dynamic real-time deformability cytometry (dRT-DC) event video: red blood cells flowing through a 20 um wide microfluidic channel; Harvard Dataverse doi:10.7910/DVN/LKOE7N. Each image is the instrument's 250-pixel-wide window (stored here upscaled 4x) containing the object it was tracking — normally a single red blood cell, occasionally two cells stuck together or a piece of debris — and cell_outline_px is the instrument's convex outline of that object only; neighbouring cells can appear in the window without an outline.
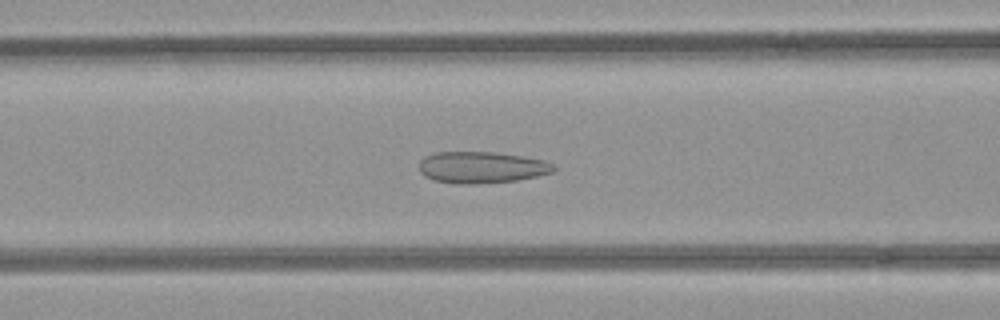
{"species": "common noctule bat (a hibernating species)", "species_latin": "Nyctalus noctula", "temperature_condition": "room temperature", "stored_images_in_passage": 41, "camera_frame_rate_fps": 3000, "um_per_image_px": 0.085, "animal": {"sex": "female", "body_mass_g": 21.9}, "frame": {"image": 1, "passage_image": 10, "time_ms": 3.0, "image_size_px": [1000, 320], "cell_outline_px": [[556, 168], [552, 172], [536, 176], [516, 180], [476, 184], [452, 184], [436, 180], [424, 176], [420, 172], [420, 160], [424, 156], [436, 152], [496, 152], [524, 156], [544, 160], [556, 164]], "centroid_in_image_um": [40.94, 14.22], "position_along_channel_um": 125.7, "area_um2": 24.91}}
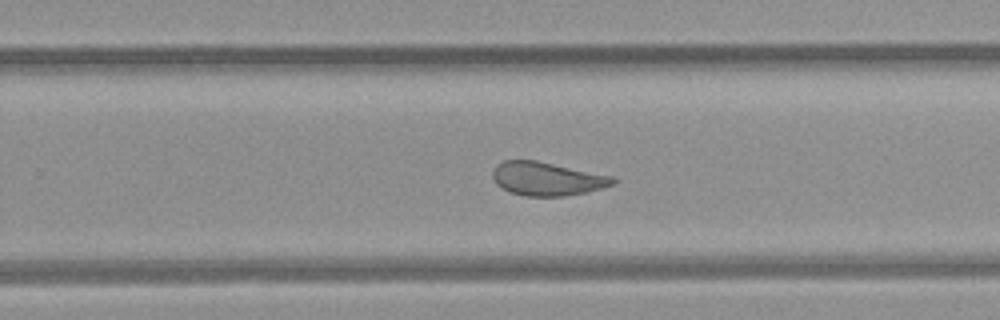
{"frame": {"image": 2, "passage_image": 22, "time_ms": 7.0, "image_size_px": [1000, 320], "cell_outline_px": [[616, 180], [612, 184], [588, 192], [564, 196], [524, 196], [508, 192], [496, 184], [492, 176], [492, 172], [496, 164], [504, 160], [536, 160], [612, 176]], "centroid_in_image_um": [46.44, 15.2], "position_along_channel_um": 283.4, "area_um2": 23.47}}
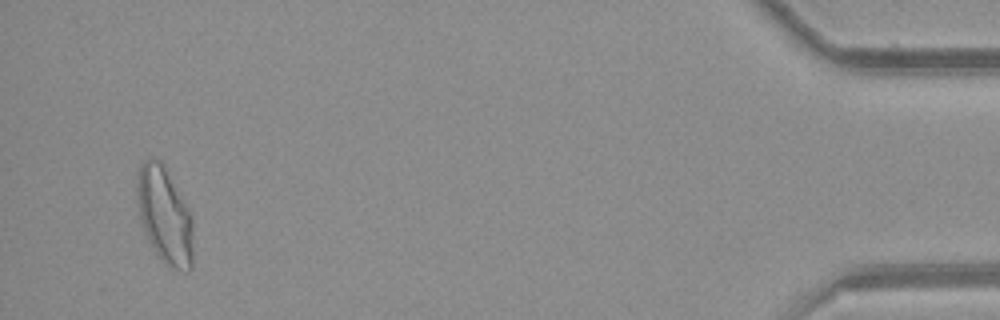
{"frame": {"image": 3, "passage_image": 39, "time_ms": 12.667, "image_size_px": [1000, 320], "cell_outline_px": [[192, 268], [188, 272], [168, 268], [164, 264], [148, 240], [140, 220], [136, 200], [136, 176], [140, 164], [144, 160], [160, 160], [164, 164], [188, 208], [192, 216]], "centroid_in_image_um": [13.98, 18.32], "position_along_channel_um": 421.2, "area_um2": 31.85}, "authors_computed_cell_mechanics": {"area_um2": 25.4898, "velocity_mm_per_s": 3.9454, "shape_relaxation_time_tau1_ms": null, "shape_relaxation_time_tau2_ms": 1.3236, "deformation_change_tau1": null, "deformation_change_tau2": 0.0931}}